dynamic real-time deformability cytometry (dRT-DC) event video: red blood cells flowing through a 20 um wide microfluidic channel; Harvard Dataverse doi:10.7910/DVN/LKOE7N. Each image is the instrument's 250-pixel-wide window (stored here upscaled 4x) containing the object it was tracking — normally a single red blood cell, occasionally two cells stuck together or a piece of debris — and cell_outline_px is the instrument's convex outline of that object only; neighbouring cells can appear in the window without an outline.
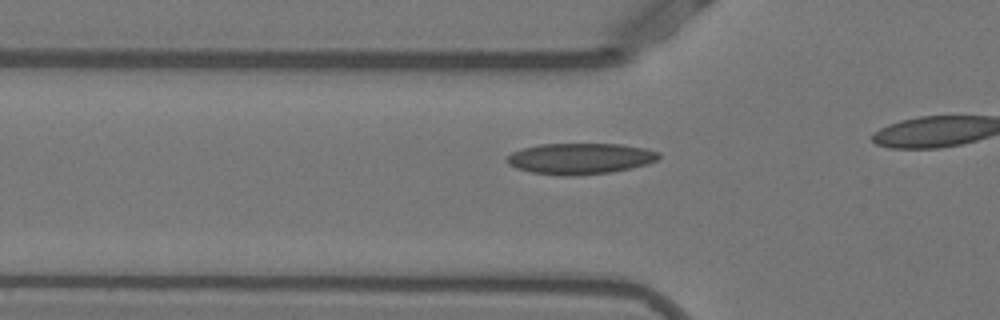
{"species": "Egyptian fruit bat (a non-hibernating species)", "species_latin": "Rousettus aegyptiacus", "temperature_condition": "warm", "stored_images_in_passage": 16, "camera_frame_rate_fps": 3000, "um_per_image_px": 0.085, "animal": {"sex": "female"}, "frame": {"image": 1, "passage_image": 11, "time_ms": 3.333, "image_size_px": [1000, 320], "cell_outline_px": [[660, 156], [656, 160], [648, 164], [632, 168], [612, 172], [576, 176], [564, 176], [532, 172], [516, 168], [508, 164], [504, 160], [512, 152], [520, 148], [540, 144], [620, 144], [644, 148], [660, 152]], "centroid_in_image_um": [49.3, 13.48], "position_along_channel_um": 76.5, "area_um2": 27.69}}
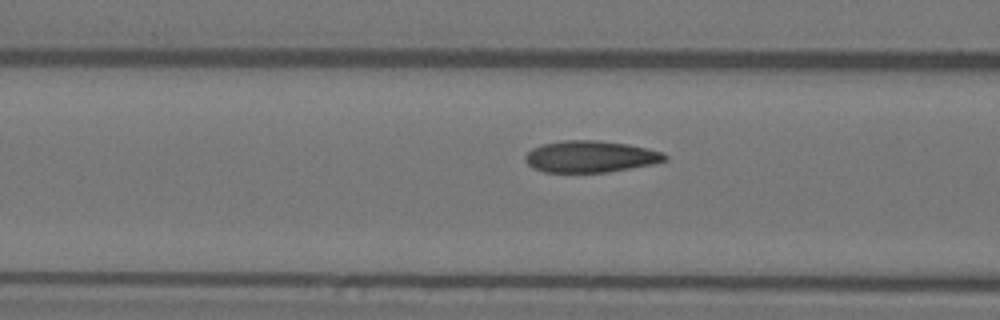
{"frame": {"image": 2, "passage_image": 14, "time_ms": 4.333, "image_size_px": [1000, 320], "cell_outline_px": [[668, 160], [652, 164], [608, 172], [544, 172], [532, 168], [524, 160], [524, 156], [532, 148], [544, 144], [564, 140], [596, 140], [628, 144], [648, 148], [664, 152], [668, 156]], "centroid_in_image_um": [50.2, 13.31], "position_along_channel_um": 116.4, "area_um2": 25.84}}